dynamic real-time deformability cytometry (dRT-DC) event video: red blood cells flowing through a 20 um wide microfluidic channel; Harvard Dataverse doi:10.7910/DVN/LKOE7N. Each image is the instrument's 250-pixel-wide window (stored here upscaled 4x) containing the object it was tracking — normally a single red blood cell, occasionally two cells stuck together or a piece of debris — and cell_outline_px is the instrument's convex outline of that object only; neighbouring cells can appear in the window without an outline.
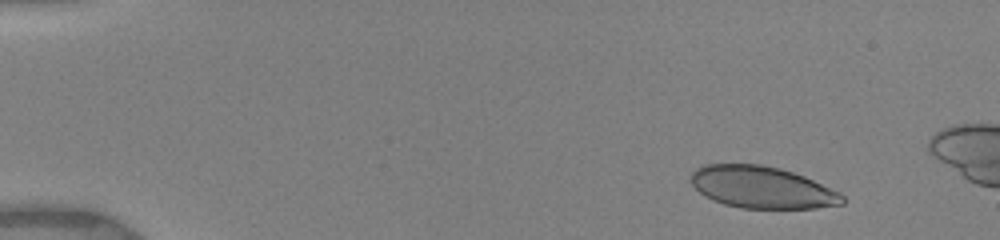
{"species": "human", "species_latin": "Homo sapiens", "temperature_condition": "warm", "stored_images_in_passage": 13, "camera_frame_rate_fps": 3000, "um_per_image_px": 0.085, "donor": {"sex": "female"}, "frame": {"image": 1, "passage_image": 3, "time_ms": 1.333, "image_size_px": [1000, 240], "cell_outline_px": [[844, 204], [816, 208], [740, 208], [724, 204], [712, 200], [704, 196], [692, 184], [692, 172], [696, 168], [704, 164], [760, 164], [780, 168], [804, 176], [840, 192], [844, 196]], "centroid_in_image_um": [64.77, 15.92], "position_along_channel_um": 20.2, "area_um2": 36.99}}